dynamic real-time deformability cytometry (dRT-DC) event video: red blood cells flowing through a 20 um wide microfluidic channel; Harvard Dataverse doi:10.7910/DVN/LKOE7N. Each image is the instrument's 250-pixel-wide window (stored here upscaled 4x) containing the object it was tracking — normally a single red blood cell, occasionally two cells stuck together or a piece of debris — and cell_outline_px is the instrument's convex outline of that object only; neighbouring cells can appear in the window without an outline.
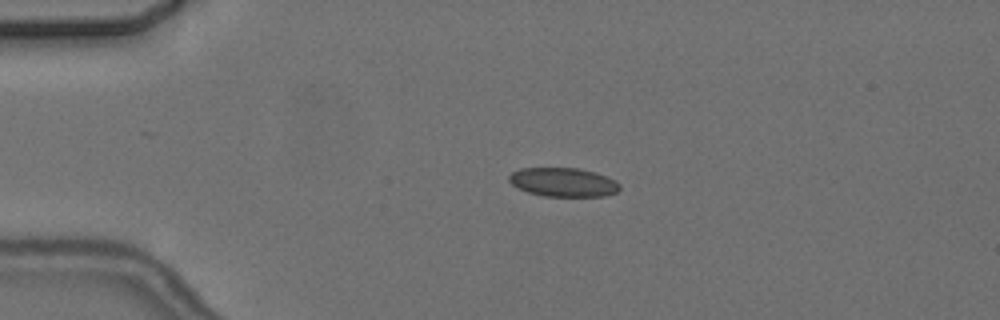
{"species": "common noctule bat (a hibernating species)", "species_latin": "Nyctalus noctula", "temperature_condition": "cold", "stored_images_in_passage": 2, "camera_frame_rate_fps": 3000, "um_per_image_px": 0.085, "animal": {"sex": "female", "body_mass_g": 24.6, "forearm_length_mm": 56.2}, "frame": {"image": 1, "passage_image": 1, "time_ms": 0.0, "image_size_px": [1000, 320], "cell_outline_px": [[620, 188], [616, 192], [604, 196], [544, 196], [528, 192], [512, 184], [508, 180], [508, 176], [512, 172], [520, 168], [580, 168], [596, 172], [616, 180], [620, 184]], "centroid_in_image_um": [47.89, 15.48], "position_along_channel_um": 37.1, "area_um2": 18.67}}